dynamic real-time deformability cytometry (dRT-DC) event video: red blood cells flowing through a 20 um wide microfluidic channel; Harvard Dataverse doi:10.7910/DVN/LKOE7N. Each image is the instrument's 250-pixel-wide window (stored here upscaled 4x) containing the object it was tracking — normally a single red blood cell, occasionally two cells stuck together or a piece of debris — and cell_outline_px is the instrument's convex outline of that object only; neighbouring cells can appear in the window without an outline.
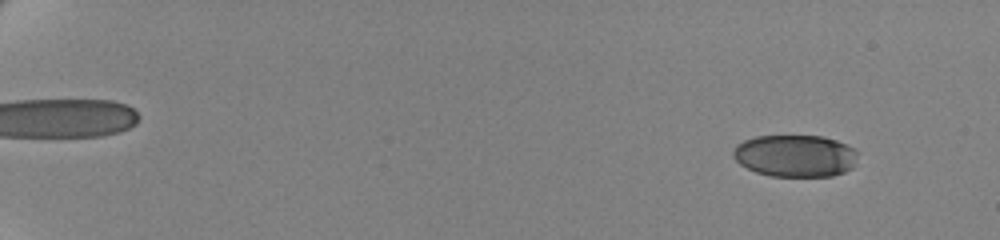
{"species": "human", "species_latin": "Homo sapiens", "temperature_condition": "cold", "stored_images_in_passage": 62, "camera_frame_rate_fps": 3000, "um_per_image_px": 0.085, "donor": {"sex": "female"}, "frame": {"image": 1, "passage_image": 7, "time_ms": 2.0, "image_size_px": [1000, 240], "cell_outline_px": [[856, 152], [852, 168], [844, 172], [832, 176], [772, 176], [756, 172], [740, 164], [732, 156], [732, 152], [736, 144], [744, 140], [756, 136], [824, 136], [836, 140], [852, 148]], "centroid_in_image_um": [67.55, 13.24], "position_along_channel_um": 17.5, "area_um2": 30.4}}
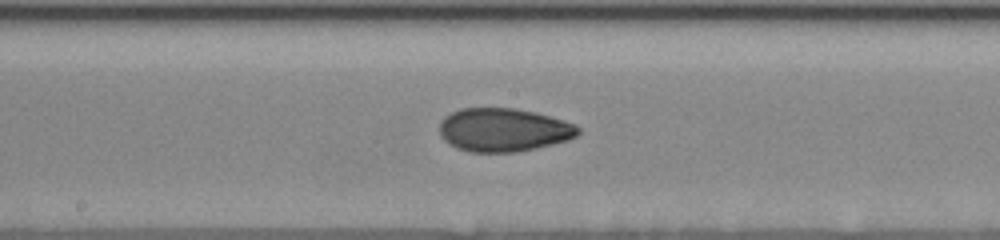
{"frame": {"image": 2, "passage_image": 38, "time_ms": 12.333, "image_size_px": [1000, 240], "cell_outline_px": [[580, 132], [576, 136], [568, 140], [536, 148], [516, 152], [472, 152], [456, 148], [448, 144], [440, 136], [440, 124], [444, 116], [460, 108], [512, 108], [536, 112], [564, 120], [576, 124], [580, 128]], "centroid_in_image_um": [42.8, 11.04], "position_along_channel_um": 205.4, "area_um2": 35.26}}
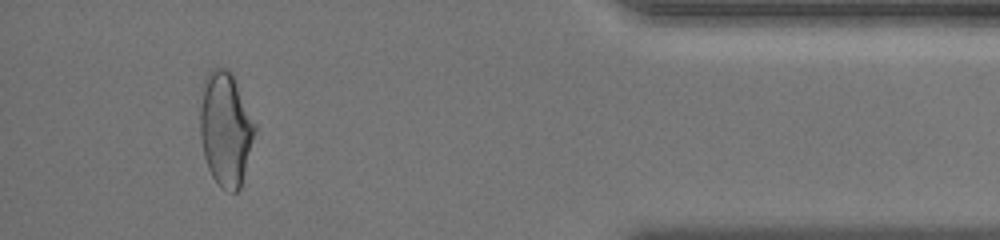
{"frame": {"image": 3, "passage_image": 59, "time_ms": 19.333, "image_size_px": [1000, 240], "cell_outline_px": [[256, 128], [240, 188], [236, 192], [228, 192], [212, 176], [208, 168], [204, 156], [200, 136], [200, 84], [204, 76], [212, 68], [228, 68], [232, 72], [256, 124]], "centroid_in_image_um": [19.14, 10.87], "position_along_channel_um": 416.1, "area_um2": 36.65}, "authors_computed_cell_mechanics": {"area_um2": 34.2176, "velocity_mm_per_s": 3.5044, "shape_relaxation_time_tau1_ms": 6.8384, "shape_relaxation_time_tau2_ms": 2.607, "deformation_change_tau1": 0.1554, "deformation_change_tau2": 0.0711}}